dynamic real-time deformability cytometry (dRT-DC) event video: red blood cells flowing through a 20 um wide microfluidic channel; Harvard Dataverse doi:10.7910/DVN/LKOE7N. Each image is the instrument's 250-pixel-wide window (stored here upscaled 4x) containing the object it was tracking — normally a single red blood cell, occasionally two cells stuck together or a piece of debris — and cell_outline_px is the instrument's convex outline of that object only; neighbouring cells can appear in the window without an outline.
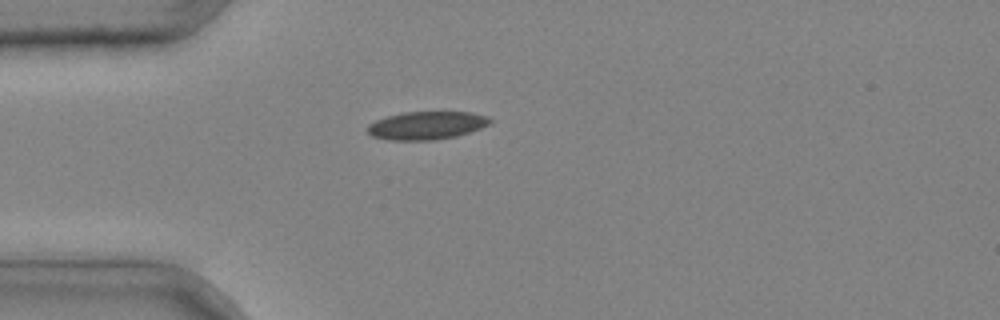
{"species": "common noctule bat (a hibernating species)", "species_latin": "Nyctalus noctula", "temperature_condition": "cold", "stored_images_in_passage": 28, "camera_frame_rate_fps": 3000, "um_per_image_px": 0.085, "animal": {"sex": "male", "body_mass_g": 20.4}, "frame": {"image": 1, "passage_image": 1, "time_ms": 0.0, "image_size_px": [1000, 320], "cell_outline_px": [[492, 120], [488, 124], [480, 128], [456, 136], [436, 140], [388, 140], [372, 136], [368, 132], [368, 124], [376, 120], [388, 116], [404, 112], [472, 112], [488, 116]], "centroid_in_image_um": [36.26, 10.66], "position_along_channel_um": 48.7, "area_um2": 19.94}}
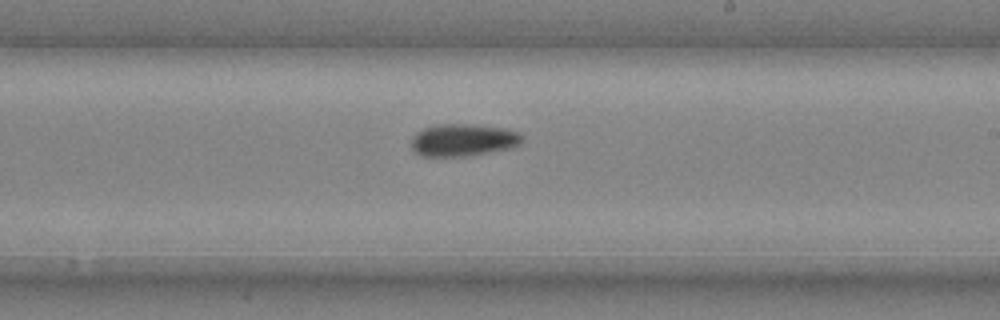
{"frame": {"image": 2, "passage_image": 15, "time_ms": 4.667, "image_size_px": [1000, 320], "cell_outline_px": [[524, 140], [520, 144], [512, 148], [464, 156], [420, 156], [412, 152], [412, 136], [416, 132], [424, 128], [436, 124], [472, 124], [504, 128], [520, 132], [524, 136]], "centroid_in_image_um": [39.37, 11.9], "position_along_channel_um": 249.6, "area_um2": 21.15}}
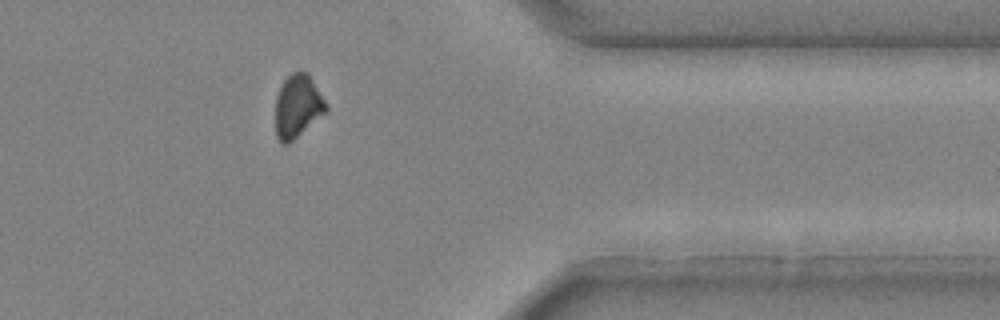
{"frame": {"image": 3, "passage_image": 25, "time_ms": 8.0, "image_size_px": [1000, 320], "cell_outline_px": [[328, 112], [288, 144], [280, 144], [276, 136], [276, 96], [284, 80], [292, 72], [308, 72], [328, 104]], "centroid_in_image_um": [25.33, 9.05], "position_along_channel_um": 386.1, "area_um2": 18.84}}